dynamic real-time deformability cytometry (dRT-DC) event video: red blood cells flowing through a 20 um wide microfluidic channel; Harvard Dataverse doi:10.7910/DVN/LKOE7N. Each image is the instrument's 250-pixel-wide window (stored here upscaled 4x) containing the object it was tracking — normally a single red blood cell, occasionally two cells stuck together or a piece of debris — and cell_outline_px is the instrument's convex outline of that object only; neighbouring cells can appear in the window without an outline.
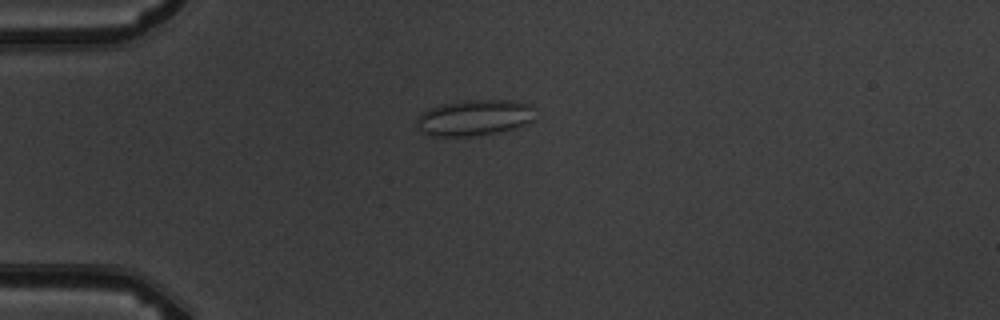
{"species": "common noctule bat (a hibernating species)", "species_latin": "Nyctalus noctula", "temperature_condition": "warm", "stored_images_in_passage": 8, "camera_frame_rate_fps": 3000, "um_per_image_px": 0.085, "animal": {"sex": "male", "body_mass_g": 19.5, "forearm_length_mm": 54.6}, "frame": {"image": 1, "passage_image": 5, "time_ms": 4.333, "image_size_px": [1000, 320], "cell_outline_px": [[532, 120], [516, 128], [500, 132], [480, 136], [436, 136], [424, 132], [420, 128], [416, 120], [416, 116], [420, 112], [428, 108], [444, 104], [464, 100], [520, 100], [532, 104]], "centroid_in_image_um": [40.33, 9.99], "position_along_channel_um": 44.7, "area_um2": 24.97}}
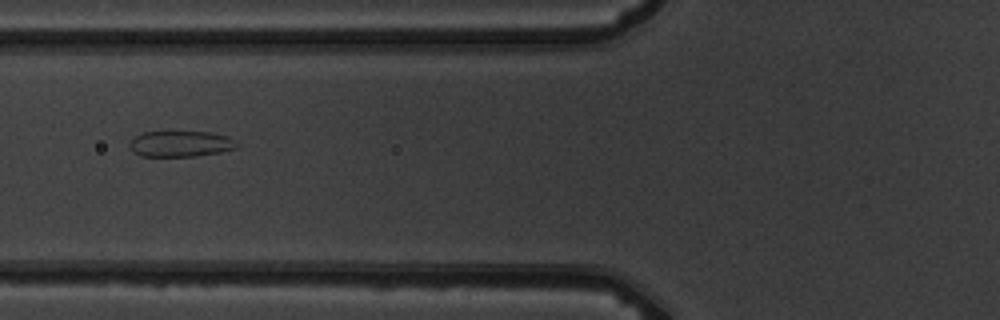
{"frame": {"image": 2, "passage_image": 7, "time_ms": 6.667, "image_size_px": [1000, 320], "cell_outline_px": [[240, 148], [220, 152], [196, 156], [140, 156], [128, 144], [136, 136], [144, 132], [208, 132], [228, 136], [236, 140], [240, 144]], "centroid_in_image_um": [15.44, 12.23], "position_along_channel_um": 110.4, "area_um2": 16.18}}